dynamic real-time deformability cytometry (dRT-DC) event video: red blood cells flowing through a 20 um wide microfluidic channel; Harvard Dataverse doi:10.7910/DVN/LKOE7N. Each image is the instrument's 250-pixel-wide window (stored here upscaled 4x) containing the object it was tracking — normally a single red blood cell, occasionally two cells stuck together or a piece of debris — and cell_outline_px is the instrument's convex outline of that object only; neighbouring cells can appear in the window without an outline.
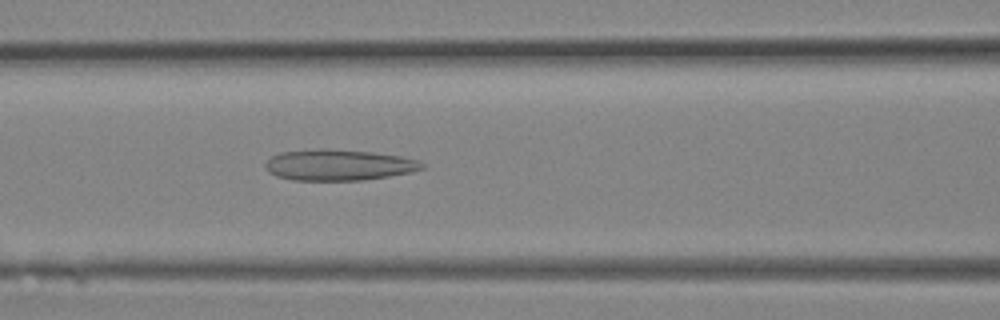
{"species": "Egyptian fruit bat (a non-hibernating species)", "species_latin": "Rousettus aegyptiacus", "temperature_condition": "room temperature", "stored_images_in_passage": 10, "camera_frame_rate_fps": 3000, "um_per_image_px": 0.085, "animal": {"sex": "female"}, "frame": {"image": 1, "passage_image": 10, "time_ms": 3.0, "image_size_px": [1000, 320], "cell_outline_px": [[428, 164], [424, 168], [412, 172], [364, 180], [292, 180], [276, 176], [268, 172], [264, 164], [272, 156], [280, 152], [372, 152], [400, 156], [420, 160]], "centroid_in_image_um": [28.87, 14.08], "position_along_channel_um": 137.7, "area_um2": 27.17}}